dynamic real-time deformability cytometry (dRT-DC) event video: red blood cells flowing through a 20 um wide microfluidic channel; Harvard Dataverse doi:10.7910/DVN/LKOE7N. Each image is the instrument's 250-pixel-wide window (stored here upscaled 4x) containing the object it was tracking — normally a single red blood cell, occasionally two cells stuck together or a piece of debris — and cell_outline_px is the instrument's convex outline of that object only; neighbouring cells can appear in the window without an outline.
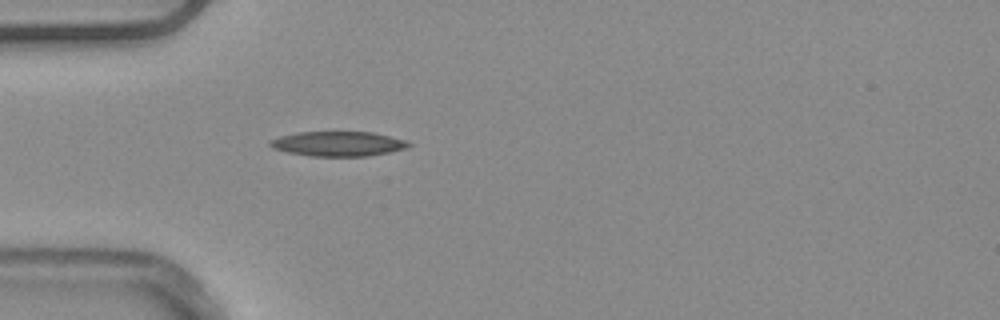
{"species": "common noctule bat (a hibernating species)", "species_latin": "Nyctalus noctula", "temperature_condition": "warm", "stored_images_in_passage": 51, "camera_frame_rate_fps": 3000, "um_per_image_px": 0.085, "animal": {"sex": "male", "body_mass_g": 20.4}, "frame": {"image": 1, "passage_image": 15, "time_ms": 4.667, "image_size_px": [1000, 320], "cell_outline_px": [[412, 144], [408, 148], [368, 156], [312, 156], [288, 152], [272, 148], [268, 144], [268, 140], [280, 136], [300, 132], [372, 132], [404, 140]], "centroid_in_image_um": [28.71, 12.22], "position_along_channel_um": 56.3, "area_um2": 19.88}}
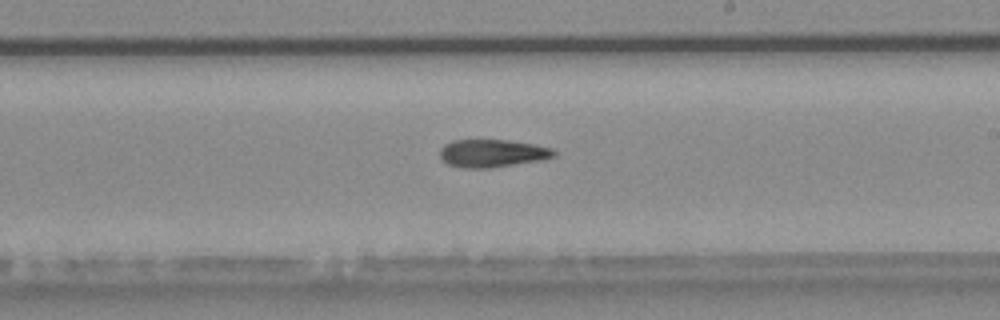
{"frame": {"image": 2, "passage_image": 30, "time_ms": 9.667, "image_size_px": [1000, 320], "cell_outline_px": [[556, 156], [540, 160], [492, 168], [464, 168], [448, 164], [440, 156], [440, 148], [444, 144], [452, 140], [508, 140], [532, 144], [552, 148], [556, 152]], "centroid_in_image_um": [41.83, 13.03], "position_along_channel_um": 247.2, "area_um2": 18.44}}